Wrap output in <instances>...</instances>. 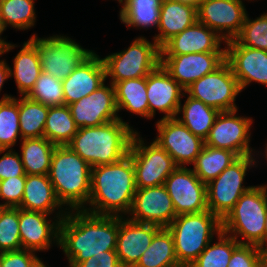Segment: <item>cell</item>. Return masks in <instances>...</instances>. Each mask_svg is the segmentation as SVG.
<instances>
[{
	"instance_id": "obj_18",
	"label": "cell",
	"mask_w": 267,
	"mask_h": 267,
	"mask_svg": "<svg viewBox=\"0 0 267 267\" xmlns=\"http://www.w3.org/2000/svg\"><path fill=\"white\" fill-rule=\"evenodd\" d=\"M49 215L19 208V233L22 249L37 253L38 251H48L53 246L52 243L59 246V227L65 216L50 218Z\"/></svg>"
},
{
	"instance_id": "obj_4",
	"label": "cell",
	"mask_w": 267,
	"mask_h": 267,
	"mask_svg": "<svg viewBox=\"0 0 267 267\" xmlns=\"http://www.w3.org/2000/svg\"><path fill=\"white\" fill-rule=\"evenodd\" d=\"M91 169L68 145L55 147L48 177L58 201L64 208L66 206V210H83L87 207Z\"/></svg>"
},
{
	"instance_id": "obj_2",
	"label": "cell",
	"mask_w": 267,
	"mask_h": 267,
	"mask_svg": "<svg viewBox=\"0 0 267 267\" xmlns=\"http://www.w3.org/2000/svg\"><path fill=\"white\" fill-rule=\"evenodd\" d=\"M135 193V169L127 154L117 162L92 167L89 205L83 210L95 215L125 217Z\"/></svg>"
},
{
	"instance_id": "obj_25",
	"label": "cell",
	"mask_w": 267,
	"mask_h": 267,
	"mask_svg": "<svg viewBox=\"0 0 267 267\" xmlns=\"http://www.w3.org/2000/svg\"><path fill=\"white\" fill-rule=\"evenodd\" d=\"M18 208L50 215L55 212V216H66L68 211L58 201L48 174H26L24 195Z\"/></svg>"
},
{
	"instance_id": "obj_51",
	"label": "cell",
	"mask_w": 267,
	"mask_h": 267,
	"mask_svg": "<svg viewBox=\"0 0 267 267\" xmlns=\"http://www.w3.org/2000/svg\"><path fill=\"white\" fill-rule=\"evenodd\" d=\"M262 267H267V250L263 254Z\"/></svg>"
},
{
	"instance_id": "obj_33",
	"label": "cell",
	"mask_w": 267,
	"mask_h": 267,
	"mask_svg": "<svg viewBox=\"0 0 267 267\" xmlns=\"http://www.w3.org/2000/svg\"><path fill=\"white\" fill-rule=\"evenodd\" d=\"M134 267H181L178 263L171 232L161 228Z\"/></svg>"
},
{
	"instance_id": "obj_52",
	"label": "cell",
	"mask_w": 267,
	"mask_h": 267,
	"mask_svg": "<svg viewBox=\"0 0 267 267\" xmlns=\"http://www.w3.org/2000/svg\"><path fill=\"white\" fill-rule=\"evenodd\" d=\"M265 155H263L265 158H266V160H267V144H266V146H265Z\"/></svg>"
},
{
	"instance_id": "obj_30",
	"label": "cell",
	"mask_w": 267,
	"mask_h": 267,
	"mask_svg": "<svg viewBox=\"0 0 267 267\" xmlns=\"http://www.w3.org/2000/svg\"><path fill=\"white\" fill-rule=\"evenodd\" d=\"M121 4L119 19L129 29L158 28L162 0H117ZM124 1V2H123Z\"/></svg>"
},
{
	"instance_id": "obj_21",
	"label": "cell",
	"mask_w": 267,
	"mask_h": 267,
	"mask_svg": "<svg viewBox=\"0 0 267 267\" xmlns=\"http://www.w3.org/2000/svg\"><path fill=\"white\" fill-rule=\"evenodd\" d=\"M185 89L160 64L147 76L149 119L156 111L165 115L161 119L176 118Z\"/></svg>"
},
{
	"instance_id": "obj_8",
	"label": "cell",
	"mask_w": 267,
	"mask_h": 267,
	"mask_svg": "<svg viewBox=\"0 0 267 267\" xmlns=\"http://www.w3.org/2000/svg\"><path fill=\"white\" fill-rule=\"evenodd\" d=\"M256 155L239 157L218 177L206 184L207 207L221 221L233 209L240 197L252 186H244L248 169L257 167ZM257 160V161H256Z\"/></svg>"
},
{
	"instance_id": "obj_39",
	"label": "cell",
	"mask_w": 267,
	"mask_h": 267,
	"mask_svg": "<svg viewBox=\"0 0 267 267\" xmlns=\"http://www.w3.org/2000/svg\"><path fill=\"white\" fill-rule=\"evenodd\" d=\"M26 97L47 107L65 105L62 81L45 72L40 73Z\"/></svg>"
},
{
	"instance_id": "obj_29",
	"label": "cell",
	"mask_w": 267,
	"mask_h": 267,
	"mask_svg": "<svg viewBox=\"0 0 267 267\" xmlns=\"http://www.w3.org/2000/svg\"><path fill=\"white\" fill-rule=\"evenodd\" d=\"M118 112L127 110L149 119L147 77L127 79L114 85Z\"/></svg>"
},
{
	"instance_id": "obj_16",
	"label": "cell",
	"mask_w": 267,
	"mask_h": 267,
	"mask_svg": "<svg viewBox=\"0 0 267 267\" xmlns=\"http://www.w3.org/2000/svg\"><path fill=\"white\" fill-rule=\"evenodd\" d=\"M78 128L94 127L120 119L115 88L110 83L101 85L94 92L68 105Z\"/></svg>"
},
{
	"instance_id": "obj_22",
	"label": "cell",
	"mask_w": 267,
	"mask_h": 267,
	"mask_svg": "<svg viewBox=\"0 0 267 267\" xmlns=\"http://www.w3.org/2000/svg\"><path fill=\"white\" fill-rule=\"evenodd\" d=\"M161 227L119 216L116 253L122 267H134Z\"/></svg>"
},
{
	"instance_id": "obj_14",
	"label": "cell",
	"mask_w": 267,
	"mask_h": 267,
	"mask_svg": "<svg viewBox=\"0 0 267 267\" xmlns=\"http://www.w3.org/2000/svg\"><path fill=\"white\" fill-rule=\"evenodd\" d=\"M176 216L207 211L206 184L187 167H177L165 180Z\"/></svg>"
},
{
	"instance_id": "obj_3",
	"label": "cell",
	"mask_w": 267,
	"mask_h": 267,
	"mask_svg": "<svg viewBox=\"0 0 267 267\" xmlns=\"http://www.w3.org/2000/svg\"><path fill=\"white\" fill-rule=\"evenodd\" d=\"M136 130L120 119L105 124L78 128L68 146L91 167L107 165L129 154Z\"/></svg>"
},
{
	"instance_id": "obj_49",
	"label": "cell",
	"mask_w": 267,
	"mask_h": 267,
	"mask_svg": "<svg viewBox=\"0 0 267 267\" xmlns=\"http://www.w3.org/2000/svg\"><path fill=\"white\" fill-rule=\"evenodd\" d=\"M172 1L180 2V3H184V4H189V5H192L196 8H198L199 3L201 2V0H172Z\"/></svg>"
},
{
	"instance_id": "obj_1",
	"label": "cell",
	"mask_w": 267,
	"mask_h": 267,
	"mask_svg": "<svg viewBox=\"0 0 267 267\" xmlns=\"http://www.w3.org/2000/svg\"><path fill=\"white\" fill-rule=\"evenodd\" d=\"M119 216L95 215L84 210H69L59 227V246L69 267L116 251Z\"/></svg>"
},
{
	"instance_id": "obj_7",
	"label": "cell",
	"mask_w": 267,
	"mask_h": 267,
	"mask_svg": "<svg viewBox=\"0 0 267 267\" xmlns=\"http://www.w3.org/2000/svg\"><path fill=\"white\" fill-rule=\"evenodd\" d=\"M106 78L113 86L120 81L147 77L161 64L160 46L144 36L135 38L130 46L120 52L102 58Z\"/></svg>"
},
{
	"instance_id": "obj_47",
	"label": "cell",
	"mask_w": 267,
	"mask_h": 267,
	"mask_svg": "<svg viewBox=\"0 0 267 267\" xmlns=\"http://www.w3.org/2000/svg\"><path fill=\"white\" fill-rule=\"evenodd\" d=\"M10 77V66L7 64L6 59L0 60V92L4 85V82Z\"/></svg>"
},
{
	"instance_id": "obj_53",
	"label": "cell",
	"mask_w": 267,
	"mask_h": 267,
	"mask_svg": "<svg viewBox=\"0 0 267 267\" xmlns=\"http://www.w3.org/2000/svg\"><path fill=\"white\" fill-rule=\"evenodd\" d=\"M3 55V49L0 47V56Z\"/></svg>"
},
{
	"instance_id": "obj_24",
	"label": "cell",
	"mask_w": 267,
	"mask_h": 267,
	"mask_svg": "<svg viewBox=\"0 0 267 267\" xmlns=\"http://www.w3.org/2000/svg\"><path fill=\"white\" fill-rule=\"evenodd\" d=\"M106 70L102 58L93 52L62 80L65 105L77 102L105 83Z\"/></svg>"
},
{
	"instance_id": "obj_45",
	"label": "cell",
	"mask_w": 267,
	"mask_h": 267,
	"mask_svg": "<svg viewBox=\"0 0 267 267\" xmlns=\"http://www.w3.org/2000/svg\"><path fill=\"white\" fill-rule=\"evenodd\" d=\"M5 152V153H4ZM0 181L18 176H26L21 156L13 149H0Z\"/></svg>"
},
{
	"instance_id": "obj_38",
	"label": "cell",
	"mask_w": 267,
	"mask_h": 267,
	"mask_svg": "<svg viewBox=\"0 0 267 267\" xmlns=\"http://www.w3.org/2000/svg\"><path fill=\"white\" fill-rule=\"evenodd\" d=\"M240 243L223 231L217 235V242H211L189 267H228L233 250Z\"/></svg>"
},
{
	"instance_id": "obj_9",
	"label": "cell",
	"mask_w": 267,
	"mask_h": 267,
	"mask_svg": "<svg viewBox=\"0 0 267 267\" xmlns=\"http://www.w3.org/2000/svg\"><path fill=\"white\" fill-rule=\"evenodd\" d=\"M30 40L37 47L42 72L49 73L61 81L94 52L84 49L66 35L39 38L33 34Z\"/></svg>"
},
{
	"instance_id": "obj_10",
	"label": "cell",
	"mask_w": 267,
	"mask_h": 267,
	"mask_svg": "<svg viewBox=\"0 0 267 267\" xmlns=\"http://www.w3.org/2000/svg\"><path fill=\"white\" fill-rule=\"evenodd\" d=\"M139 132H135L129 154L135 169L136 189L163 185L178 167L173 158L154 140L147 145Z\"/></svg>"
},
{
	"instance_id": "obj_6",
	"label": "cell",
	"mask_w": 267,
	"mask_h": 267,
	"mask_svg": "<svg viewBox=\"0 0 267 267\" xmlns=\"http://www.w3.org/2000/svg\"><path fill=\"white\" fill-rule=\"evenodd\" d=\"M181 267H189L210 242L222 231V221L209 210L182 214L167 227Z\"/></svg>"
},
{
	"instance_id": "obj_32",
	"label": "cell",
	"mask_w": 267,
	"mask_h": 267,
	"mask_svg": "<svg viewBox=\"0 0 267 267\" xmlns=\"http://www.w3.org/2000/svg\"><path fill=\"white\" fill-rule=\"evenodd\" d=\"M238 158L231 150L204 145L191 169L204 184H208Z\"/></svg>"
},
{
	"instance_id": "obj_37",
	"label": "cell",
	"mask_w": 267,
	"mask_h": 267,
	"mask_svg": "<svg viewBox=\"0 0 267 267\" xmlns=\"http://www.w3.org/2000/svg\"><path fill=\"white\" fill-rule=\"evenodd\" d=\"M34 0H0V15L5 28L29 30L35 25Z\"/></svg>"
},
{
	"instance_id": "obj_40",
	"label": "cell",
	"mask_w": 267,
	"mask_h": 267,
	"mask_svg": "<svg viewBox=\"0 0 267 267\" xmlns=\"http://www.w3.org/2000/svg\"><path fill=\"white\" fill-rule=\"evenodd\" d=\"M20 249L19 208L0 207V253Z\"/></svg>"
},
{
	"instance_id": "obj_15",
	"label": "cell",
	"mask_w": 267,
	"mask_h": 267,
	"mask_svg": "<svg viewBox=\"0 0 267 267\" xmlns=\"http://www.w3.org/2000/svg\"><path fill=\"white\" fill-rule=\"evenodd\" d=\"M246 15L242 0H201L197 8V21L225 41L234 39L240 33Z\"/></svg>"
},
{
	"instance_id": "obj_41",
	"label": "cell",
	"mask_w": 267,
	"mask_h": 267,
	"mask_svg": "<svg viewBox=\"0 0 267 267\" xmlns=\"http://www.w3.org/2000/svg\"><path fill=\"white\" fill-rule=\"evenodd\" d=\"M248 15L240 33L234 39L242 46L267 51V13L254 20Z\"/></svg>"
},
{
	"instance_id": "obj_31",
	"label": "cell",
	"mask_w": 267,
	"mask_h": 267,
	"mask_svg": "<svg viewBox=\"0 0 267 267\" xmlns=\"http://www.w3.org/2000/svg\"><path fill=\"white\" fill-rule=\"evenodd\" d=\"M55 147L45 137L22 139L20 156L25 174H48Z\"/></svg>"
},
{
	"instance_id": "obj_12",
	"label": "cell",
	"mask_w": 267,
	"mask_h": 267,
	"mask_svg": "<svg viewBox=\"0 0 267 267\" xmlns=\"http://www.w3.org/2000/svg\"><path fill=\"white\" fill-rule=\"evenodd\" d=\"M237 112L238 109L222 111L218 114L208 137L205 139V145L231 150L239 157L259 155L250 146V129L253 118L238 116Z\"/></svg>"
},
{
	"instance_id": "obj_35",
	"label": "cell",
	"mask_w": 267,
	"mask_h": 267,
	"mask_svg": "<svg viewBox=\"0 0 267 267\" xmlns=\"http://www.w3.org/2000/svg\"><path fill=\"white\" fill-rule=\"evenodd\" d=\"M19 97V123L22 139L44 137L48 107L26 96Z\"/></svg>"
},
{
	"instance_id": "obj_46",
	"label": "cell",
	"mask_w": 267,
	"mask_h": 267,
	"mask_svg": "<svg viewBox=\"0 0 267 267\" xmlns=\"http://www.w3.org/2000/svg\"><path fill=\"white\" fill-rule=\"evenodd\" d=\"M74 267H122L116 251H106L104 255L91 257L86 261L76 264Z\"/></svg>"
},
{
	"instance_id": "obj_36",
	"label": "cell",
	"mask_w": 267,
	"mask_h": 267,
	"mask_svg": "<svg viewBox=\"0 0 267 267\" xmlns=\"http://www.w3.org/2000/svg\"><path fill=\"white\" fill-rule=\"evenodd\" d=\"M22 140L19 123V99L4 94L0 99V149H13Z\"/></svg>"
},
{
	"instance_id": "obj_48",
	"label": "cell",
	"mask_w": 267,
	"mask_h": 267,
	"mask_svg": "<svg viewBox=\"0 0 267 267\" xmlns=\"http://www.w3.org/2000/svg\"><path fill=\"white\" fill-rule=\"evenodd\" d=\"M6 30L3 21H2V17L0 15V47L3 49V54L11 51L12 49L18 47V45L16 46V44H12L9 43L7 41H5V39L1 37V35L3 34V32Z\"/></svg>"
},
{
	"instance_id": "obj_34",
	"label": "cell",
	"mask_w": 267,
	"mask_h": 267,
	"mask_svg": "<svg viewBox=\"0 0 267 267\" xmlns=\"http://www.w3.org/2000/svg\"><path fill=\"white\" fill-rule=\"evenodd\" d=\"M78 127L68 105L48 107L44 137L56 146L68 145Z\"/></svg>"
},
{
	"instance_id": "obj_44",
	"label": "cell",
	"mask_w": 267,
	"mask_h": 267,
	"mask_svg": "<svg viewBox=\"0 0 267 267\" xmlns=\"http://www.w3.org/2000/svg\"><path fill=\"white\" fill-rule=\"evenodd\" d=\"M1 267H46L47 265L35 252L20 249L0 253Z\"/></svg>"
},
{
	"instance_id": "obj_23",
	"label": "cell",
	"mask_w": 267,
	"mask_h": 267,
	"mask_svg": "<svg viewBox=\"0 0 267 267\" xmlns=\"http://www.w3.org/2000/svg\"><path fill=\"white\" fill-rule=\"evenodd\" d=\"M226 41L205 24L196 21L179 34L167 40L161 47V55H181L202 52H225L221 44Z\"/></svg>"
},
{
	"instance_id": "obj_50",
	"label": "cell",
	"mask_w": 267,
	"mask_h": 267,
	"mask_svg": "<svg viewBox=\"0 0 267 267\" xmlns=\"http://www.w3.org/2000/svg\"><path fill=\"white\" fill-rule=\"evenodd\" d=\"M265 250H267V185H266V216H265Z\"/></svg>"
},
{
	"instance_id": "obj_20",
	"label": "cell",
	"mask_w": 267,
	"mask_h": 267,
	"mask_svg": "<svg viewBox=\"0 0 267 267\" xmlns=\"http://www.w3.org/2000/svg\"><path fill=\"white\" fill-rule=\"evenodd\" d=\"M225 61V52L161 55V65L184 89Z\"/></svg>"
},
{
	"instance_id": "obj_11",
	"label": "cell",
	"mask_w": 267,
	"mask_h": 267,
	"mask_svg": "<svg viewBox=\"0 0 267 267\" xmlns=\"http://www.w3.org/2000/svg\"><path fill=\"white\" fill-rule=\"evenodd\" d=\"M241 92L238 80L226 60L213 72L204 75L185 89L188 96L220 112L238 109L235 101Z\"/></svg>"
},
{
	"instance_id": "obj_5",
	"label": "cell",
	"mask_w": 267,
	"mask_h": 267,
	"mask_svg": "<svg viewBox=\"0 0 267 267\" xmlns=\"http://www.w3.org/2000/svg\"><path fill=\"white\" fill-rule=\"evenodd\" d=\"M265 216L266 184L252 186L222 220V231L240 244L265 250Z\"/></svg>"
},
{
	"instance_id": "obj_43",
	"label": "cell",
	"mask_w": 267,
	"mask_h": 267,
	"mask_svg": "<svg viewBox=\"0 0 267 267\" xmlns=\"http://www.w3.org/2000/svg\"><path fill=\"white\" fill-rule=\"evenodd\" d=\"M264 252L255 245L239 244L233 250L228 267H262Z\"/></svg>"
},
{
	"instance_id": "obj_17",
	"label": "cell",
	"mask_w": 267,
	"mask_h": 267,
	"mask_svg": "<svg viewBox=\"0 0 267 267\" xmlns=\"http://www.w3.org/2000/svg\"><path fill=\"white\" fill-rule=\"evenodd\" d=\"M127 217L130 220L167 228L176 212L165 185L136 189Z\"/></svg>"
},
{
	"instance_id": "obj_27",
	"label": "cell",
	"mask_w": 267,
	"mask_h": 267,
	"mask_svg": "<svg viewBox=\"0 0 267 267\" xmlns=\"http://www.w3.org/2000/svg\"><path fill=\"white\" fill-rule=\"evenodd\" d=\"M41 72L37 47L29 39L14 57L13 68L10 67V77H14L19 96H26L32 90Z\"/></svg>"
},
{
	"instance_id": "obj_13",
	"label": "cell",
	"mask_w": 267,
	"mask_h": 267,
	"mask_svg": "<svg viewBox=\"0 0 267 267\" xmlns=\"http://www.w3.org/2000/svg\"><path fill=\"white\" fill-rule=\"evenodd\" d=\"M154 139L174 160L178 167L192 165L205 145V140L194 135L177 118L160 119L156 122Z\"/></svg>"
},
{
	"instance_id": "obj_26",
	"label": "cell",
	"mask_w": 267,
	"mask_h": 267,
	"mask_svg": "<svg viewBox=\"0 0 267 267\" xmlns=\"http://www.w3.org/2000/svg\"><path fill=\"white\" fill-rule=\"evenodd\" d=\"M197 21V8L172 0H162L159 15L158 34L153 40L161 47L167 40Z\"/></svg>"
},
{
	"instance_id": "obj_42",
	"label": "cell",
	"mask_w": 267,
	"mask_h": 267,
	"mask_svg": "<svg viewBox=\"0 0 267 267\" xmlns=\"http://www.w3.org/2000/svg\"><path fill=\"white\" fill-rule=\"evenodd\" d=\"M26 176L11 177L0 181V207L18 208L24 195ZM5 200V201H4Z\"/></svg>"
},
{
	"instance_id": "obj_19",
	"label": "cell",
	"mask_w": 267,
	"mask_h": 267,
	"mask_svg": "<svg viewBox=\"0 0 267 267\" xmlns=\"http://www.w3.org/2000/svg\"><path fill=\"white\" fill-rule=\"evenodd\" d=\"M225 60L241 91L252 82L267 86V51L242 46L232 39L225 42Z\"/></svg>"
},
{
	"instance_id": "obj_28",
	"label": "cell",
	"mask_w": 267,
	"mask_h": 267,
	"mask_svg": "<svg viewBox=\"0 0 267 267\" xmlns=\"http://www.w3.org/2000/svg\"><path fill=\"white\" fill-rule=\"evenodd\" d=\"M183 96H187V99L183 105H179L176 118L194 135L205 140L220 111L188 96L186 93ZM180 113L182 114L181 117Z\"/></svg>"
}]
</instances>
